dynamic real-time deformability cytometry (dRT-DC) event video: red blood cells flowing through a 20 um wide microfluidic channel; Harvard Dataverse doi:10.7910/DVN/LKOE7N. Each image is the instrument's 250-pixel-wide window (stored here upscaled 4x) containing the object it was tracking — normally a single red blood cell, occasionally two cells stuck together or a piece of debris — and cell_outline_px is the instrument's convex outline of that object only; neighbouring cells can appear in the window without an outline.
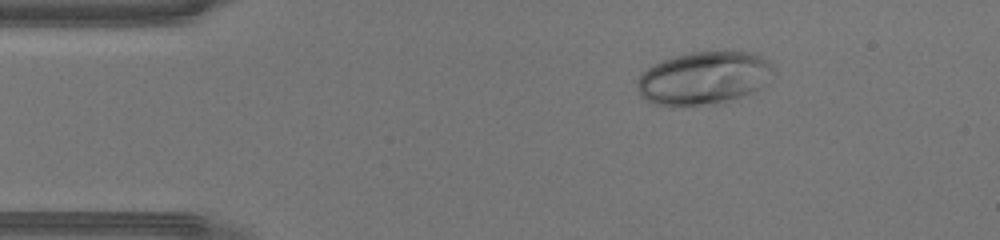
{"species": "human", "species_latin": "Homo sapiens", "temperature_condition": "warm", "stored_images_in_passage": 44, "camera_frame_rate_fps": 3000, "um_per_image_px": 0.085, "donor": {"sex": "male"}, "frame": {"image": 1, "passage_image": 7, "time_ms": 2.0, "image_size_px": [1000, 240], "cell_outline_px": [[768, 84], [752, 92], [728, 100], [672, 108], [656, 104], [640, 96], [636, 84], [636, 80], [652, 64], [676, 56], [692, 52], [752, 52], [760, 56], [768, 64]], "centroid_in_image_um": [59.72, 6.65], "position_along_channel_um": 25.3, "area_um2": 41.21}}
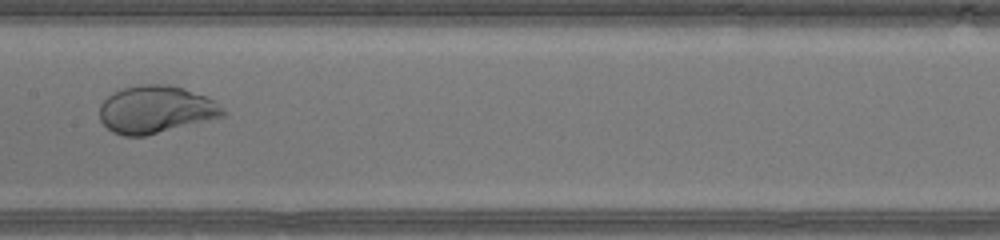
{"frame": {"image": 2, "passage_image": 22, "time_ms": 7.0, "image_size_px": [1000, 240], "cell_outline_px": [[224, 116], [144, 136], [124, 136], [112, 132], [100, 120], [100, 104], [108, 96], [124, 88], [140, 84], [168, 84], [184, 88], [204, 96], [212, 100], [224, 108]], "centroid_in_image_um": [13.22, 9.3], "position_along_channel_um": 194.2, "area_um2": 33.76}}
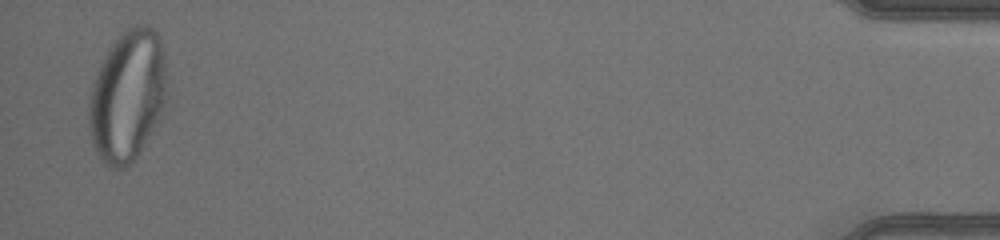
{"frame": {"image": 3, "passage_image": 43, "time_ms": 14.0, "image_size_px": [1000, 240], "cell_outline_px": [[168, 80], [164, 108], [136, 160], [124, 168], [112, 168], [104, 164], [100, 160], [96, 152], [92, 140], [88, 124], [88, 108], [92, 84], [100, 64], [104, 56], [112, 44], [128, 28], [136, 24], [148, 24], [160, 36], [164, 48]], "centroid_in_image_um": [10.86, 8.14], "position_along_channel_um": 424.3, "area_um2": 60.34}}